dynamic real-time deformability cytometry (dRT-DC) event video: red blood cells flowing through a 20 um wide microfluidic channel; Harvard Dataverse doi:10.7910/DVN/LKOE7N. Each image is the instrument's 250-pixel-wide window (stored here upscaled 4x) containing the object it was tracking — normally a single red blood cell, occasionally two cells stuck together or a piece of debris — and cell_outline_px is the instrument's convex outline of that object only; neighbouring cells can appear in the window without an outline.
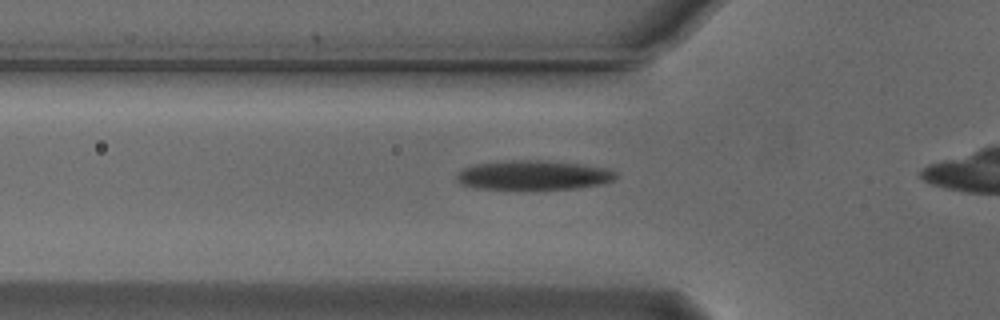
{"species": "Egyptian fruit bat (a non-hibernating species)", "species_latin": "Rousettus aegyptiacus", "temperature_condition": "cold", "stored_images_in_passage": 29, "camera_frame_rate_fps": 3000, "um_per_image_px": 0.085, "animal": {"sex": "male"}, "frame": {"image": 1, "passage_image": 3, "time_ms": 0.667, "image_size_px": [1000, 320], "cell_outline_px": [[616, 176], [612, 180], [600, 184], [572, 188], [480, 188], [460, 184], [456, 180], [456, 172], [464, 168], [476, 164], [508, 160], [540, 160], [580, 164], [604, 168], [616, 172]], "centroid_in_image_um": [45.28, 14.87], "position_along_channel_um": 80.5, "area_um2": 26.65}}
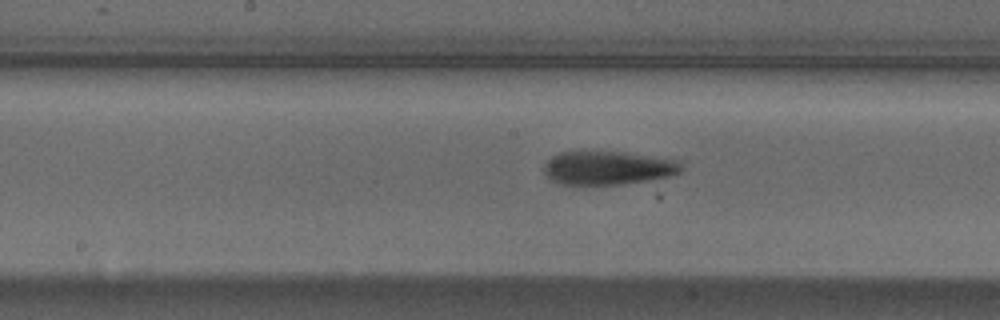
{"frame": {"image": 2, "passage_image": 12, "time_ms": 3.667, "image_size_px": [1000, 320], "cell_outline_px": [[684, 168], [680, 172], [668, 176], [648, 180], [620, 184], [556, 184], [544, 172], [544, 164], [552, 156], [560, 152], [616, 152], [676, 160]], "centroid_in_image_um": [51.62, 14.28], "position_along_channel_um": 196.6, "area_um2": 26.3}}
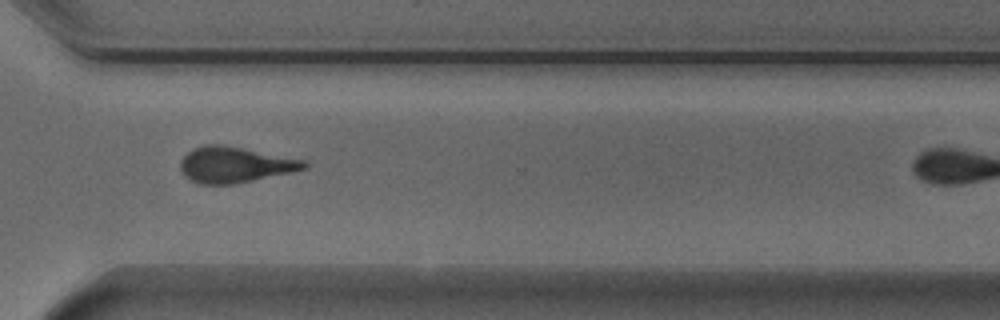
{"frame": {"image": 3, "passage_image": 24, "time_ms": 7.667, "image_size_px": [1000, 320], "cell_outline_px": [[308, 168], [252, 180], [232, 184], [200, 184], [184, 176], [180, 168], [180, 160], [192, 148], [204, 144], [224, 144], [308, 160]], "centroid_in_image_um": [19.96, 13.97], "position_along_channel_um": 350.6, "area_um2": 25.95}}